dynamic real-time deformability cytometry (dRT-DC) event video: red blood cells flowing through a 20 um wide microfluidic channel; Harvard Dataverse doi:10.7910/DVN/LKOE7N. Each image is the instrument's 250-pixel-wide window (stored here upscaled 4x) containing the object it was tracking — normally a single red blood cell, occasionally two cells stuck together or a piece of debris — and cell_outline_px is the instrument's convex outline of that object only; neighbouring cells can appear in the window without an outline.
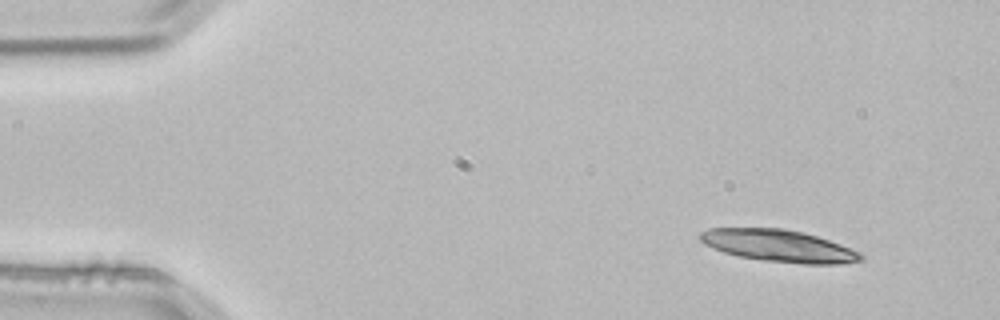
{"species": "common noctule bat (a hibernating species)", "species_latin": "Nyctalus noctula", "temperature_condition": "room temperature", "stored_images_in_passage": 3, "camera_frame_rate_fps": 3000, "um_per_image_px": 0.085, "animal": {"sex": "male", "body_mass_g": 21.5, "forearm_length_mm": 52.0}, "frame": {"image": 1, "passage_image": 1, "time_ms": 0.0, "image_size_px": [1000, 320], "cell_outline_px": [[864, 260], [840, 264], [804, 264], [764, 260], [740, 256], [724, 252], [712, 248], [704, 244], [700, 240], [700, 232], [708, 228], [784, 228], [804, 232], [840, 244], [860, 252], [864, 256]], "centroid_in_image_um": [66.21, 20.89], "position_along_channel_um": 18.8, "area_um2": 30.0}}
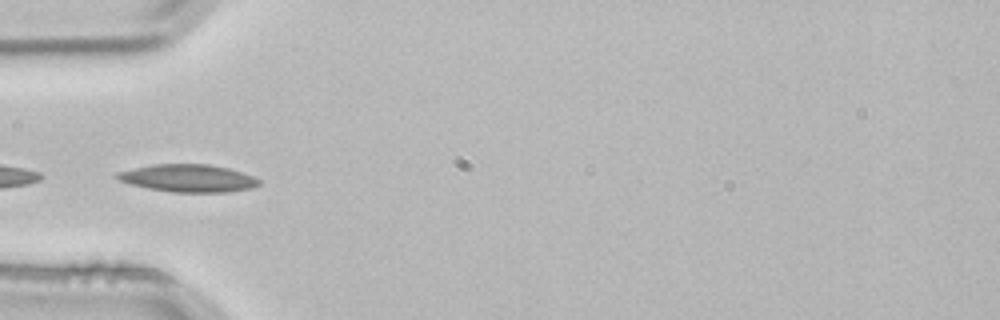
{"frame": {"image": 2, "passage_image": 3, "time_ms": 0.667, "image_size_px": [1000, 320], "cell_outline_px": [[260, 184], [252, 188], [228, 192], [172, 192], [148, 188], [116, 180], [112, 176], [116, 172], [152, 164], [208, 164], [228, 168], [252, 176], [260, 180]], "centroid_in_image_um": [15.95, 15.14], "position_along_channel_um": 69.1, "area_um2": 22.83}}